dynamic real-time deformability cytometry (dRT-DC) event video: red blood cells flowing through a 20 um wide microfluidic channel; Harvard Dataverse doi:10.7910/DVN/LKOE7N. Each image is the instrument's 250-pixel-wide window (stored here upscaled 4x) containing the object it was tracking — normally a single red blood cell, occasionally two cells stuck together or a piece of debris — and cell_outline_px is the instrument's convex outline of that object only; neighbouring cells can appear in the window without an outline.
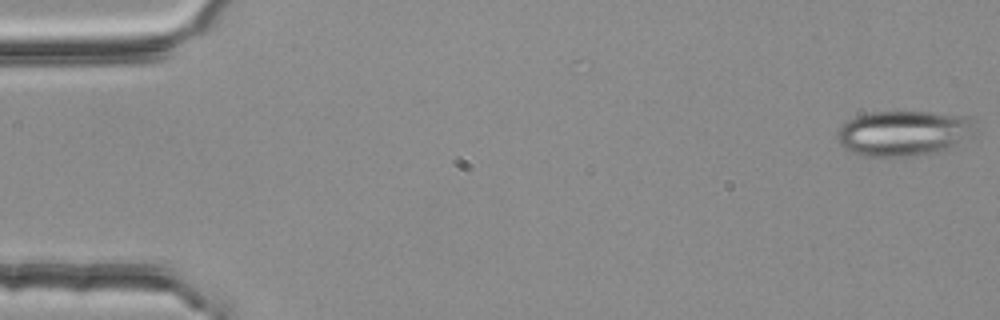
{"species": "common noctule bat (a hibernating species)", "species_latin": "Nyctalus noctula", "temperature_condition": "room temperature", "stored_images_in_passage": 46, "camera_frame_rate_fps": 3000, "um_per_image_px": 0.085, "animal": {"sex": "female", "body_mass_g": 25.1}, "frame": {"image": 1, "passage_image": 1, "time_ms": 0.0, "image_size_px": [1000, 320], "cell_outline_px": [[976, 120], [972, 132], [948, 148], [936, 152], [900, 156], [860, 156], [848, 152], [840, 144], [836, 132], [848, 120], [856, 116], [872, 112], [928, 112], [968, 116]], "centroid_in_image_um": [76.74, 11.31], "position_along_channel_um": 8.3, "area_um2": 35.95}}
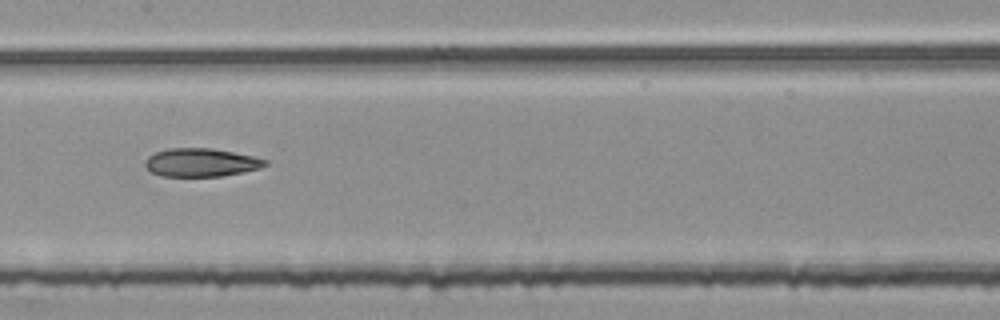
{"frame": {"image": 2, "passage_image": 27, "time_ms": 8.667, "image_size_px": [1000, 320], "cell_outline_px": [[268, 164], [260, 168], [220, 176], [160, 176], [152, 172], [144, 164], [148, 156], [156, 152], [168, 148], [212, 148], [256, 156], [268, 160]], "centroid_in_image_um": [17.11, 13.8], "position_along_channel_um": 190.3, "area_um2": 19.77}}
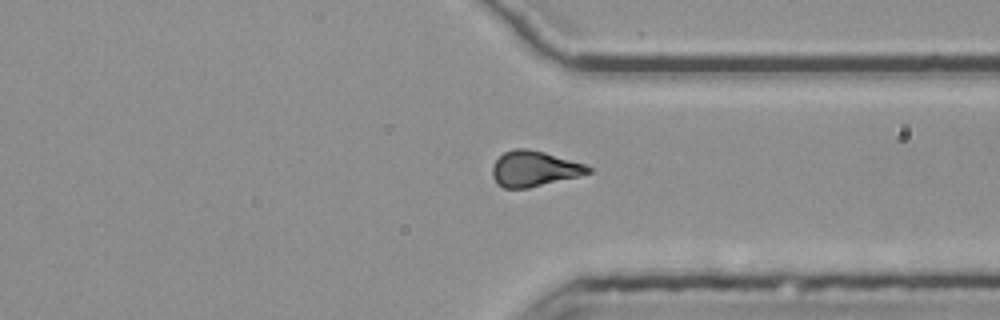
{"frame": {"image": 3, "passage_image": 41, "time_ms": 13.333, "image_size_px": [1000, 320], "cell_outline_px": [[592, 172], [580, 176], [528, 188], [504, 188], [496, 184], [492, 176], [492, 168], [496, 160], [504, 152], [516, 148], [524, 148], [544, 152], [584, 164], [592, 168]], "centroid_in_image_um": [45.39, 14.35], "position_along_channel_um": 366.0, "area_um2": 19.77}, "authors_computed_cell_mechanics": {"area_um2": 20.8369, "velocity_mm_per_s": 3.787, "shape_relaxation_time_tau1_ms": 10.898, "shape_relaxation_time_tau2_ms": 3.2851, "deformation_change_tau1": 0.1919, "deformation_change_tau2": 0.1197}}